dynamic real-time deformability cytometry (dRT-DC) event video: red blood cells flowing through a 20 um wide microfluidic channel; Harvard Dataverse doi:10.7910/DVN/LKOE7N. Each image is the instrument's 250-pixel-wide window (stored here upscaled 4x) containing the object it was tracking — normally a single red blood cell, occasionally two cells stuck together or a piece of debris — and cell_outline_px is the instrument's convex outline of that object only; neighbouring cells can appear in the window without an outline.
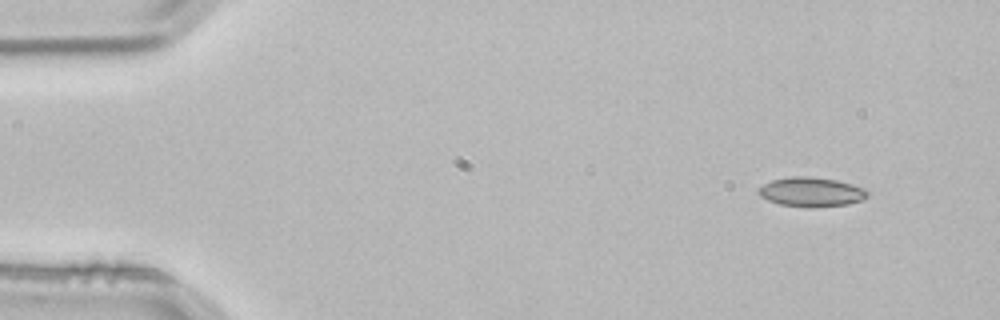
{"species": "common noctule bat (a hibernating species)", "species_latin": "Nyctalus noctula", "temperature_condition": "room temperature", "stored_images_in_passage": 3, "camera_frame_rate_fps": 3000, "um_per_image_px": 0.085, "animal": {"sex": "male", "body_mass_g": 21.5, "forearm_length_mm": 52.0}, "frame": {"image": 1, "passage_image": 1, "time_ms": 0.0, "image_size_px": [1000, 320], "cell_outline_px": [[868, 196], [864, 200], [848, 204], [808, 208], [780, 204], [768, 200], [760, 196], [756, 192], [764, 184], [772, 180], [792, 176], [808, 176], [836, 180], [852, 184], [864, 188], [868, 192]], "centroid_in_image_um": [68.97, 16.32], "position_along_channel_um": 16.0, "area_um2": 18.73}}
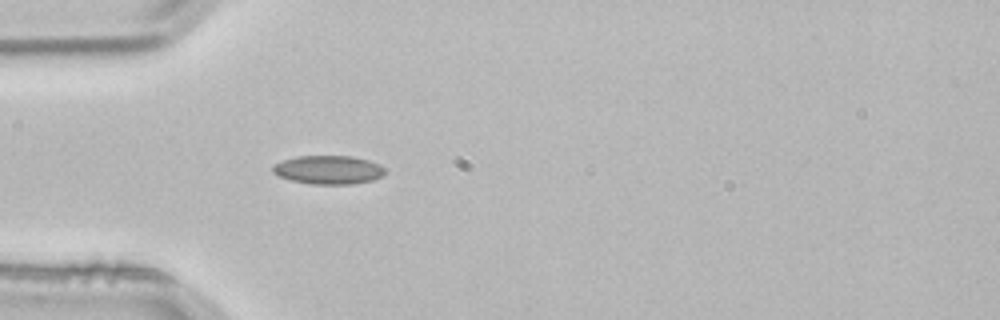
{"frame": {"image": 2, "passage_image": 3, "time_ms": 0.667, "image_size_px": [1000, 320], "cell_outline_px": [[384, 176], [372, 180], [352, 184], [312, 184], [292, 180], [280, 176], [272, 172], [272, 164], [296, 156], [352, 156], [368, 160], [380, 164], [384, 168]], "centroid_in_image_um": [27.92, 14.43], "position_along_channel_um": 57.1, "area_um2": 18.73}}